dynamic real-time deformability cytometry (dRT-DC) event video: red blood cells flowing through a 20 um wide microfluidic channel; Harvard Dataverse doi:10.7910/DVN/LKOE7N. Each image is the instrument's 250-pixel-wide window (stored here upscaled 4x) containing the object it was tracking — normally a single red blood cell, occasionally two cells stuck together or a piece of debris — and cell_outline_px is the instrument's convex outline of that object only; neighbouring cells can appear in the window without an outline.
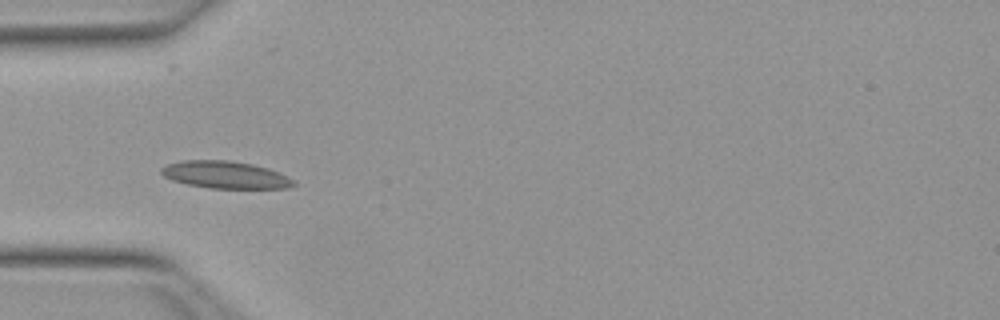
{"species": "Egyptian fruit bat (a non-hibernating species)", "species_latin": "Rousettus aegyptiacus", "temperature_condition": "warm", "stored_images_in_passage": 7, "camera_frame_rate_fps": 3000, "um_per_image_px": 0.085, "animal": {"sex": "female"}, "frame": {"image": 1, "passage_image": 2, "time_ms": 0.333, "image_size_px": [1000, 320], "cell_outline_px": [[296, 184], [288, 188], [208, 188], [188, 184], [172, 180], [164, 176], [160, 172], [160, 168], [168, 164], [180, 160], [228, 160], [252, 164], [268, 168], [296, 180]], "centroid_in_image_um": [19.15, 14.85], "position_along_channel_um": 65.9, "area_um2": 21.04}}
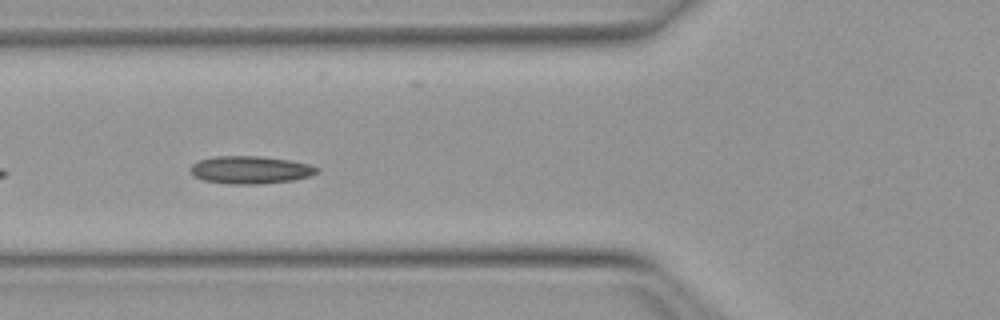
{"frame": {"image": 2, "passage_image": 5, "time_ms": 1.333, "image_size_px": [1000, 320], "cell_outline_px": [[320, 172], [308, 176], [292, 180], [256, 184], [228, 184], [204, 180], [192, 176], [192, 164], [200, 160], [216, 156], [260, 156], [292, 160], [308, 164], [320, 168]], "centroid_in_image_um": [21.3, 14.43], "position_along_channel_um": 104.5, "area_um2": 20.35}}